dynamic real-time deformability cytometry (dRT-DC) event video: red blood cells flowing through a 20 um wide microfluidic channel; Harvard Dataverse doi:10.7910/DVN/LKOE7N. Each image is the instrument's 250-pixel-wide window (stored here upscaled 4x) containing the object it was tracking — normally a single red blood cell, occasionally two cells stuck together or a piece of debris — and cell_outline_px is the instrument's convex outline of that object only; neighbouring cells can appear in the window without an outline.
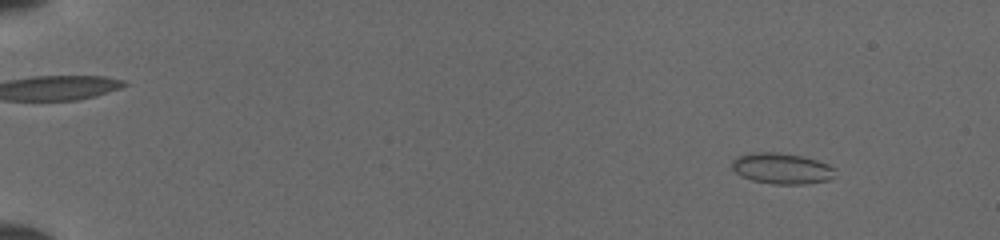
{"species": "common noctule bat (a hibernating species)", "species_latin": "Nyctalus noctula", "temperature_condition": "cold", "stored_images_in_passage": 52, "camera_frame_rate_fps": 3000, "um_per_image_px": 0.085, "animal": {"sex": "female", "body_mass_g": 19.5, "forearm_length_mm": 54.1}, "frame": {"image": 1, "passage_image": 7, "time_ms": 2.0, "image_size_px": [1000, 240], "cell_outline_px": [[836, 176], [828, 180], [804, 184], [772, 184], [752, 180], [736, 172], [732, 168], [732, 160], [736, 156], [752, 152], [776, 152], [800, 156], [816, 160], [828, 164], [836, 168]], "centroid_in_image_um": [66.47, 14.32], "position_along_channel_um": 18.5, "area_um2": 18.61}}
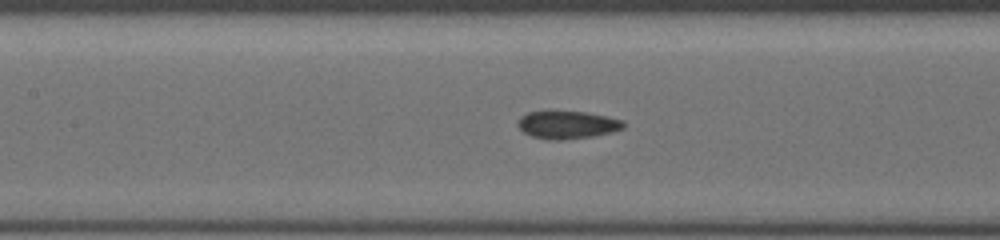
{"frame": {"image": 2, "passage_image": 27, "time_ms": 8.667, "image_size_px": [1000, 240], "cell_outline_px": [[624, 128], [612, 132], [592, 136], [564, 140], [548, 140], [532, 136], [524, 132], [516, 124], [516, 120], [520, 116], [528, 112], [548, 108], [552, 108], [588, 112], [608, 116], [624, 120]], "centroid_in_image_um": [48.17, 10.55], "position_along_channel_um": 159.2, "area_um2": 18.09}}
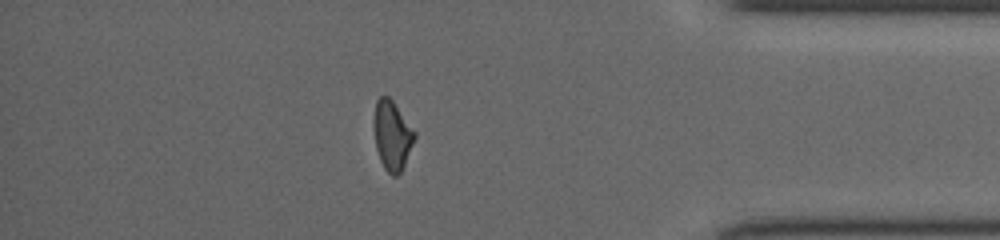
{"frame": {"image": 3, "passage_image": 46, "time_ms": 15.0, "image_size_px": [1000, 240], "cell_outline_px": [[416, 136], [404, 164], [400, 172], [396, 176], [392, 176], [384, 168], [380, 160], [376, 148], [372, 124], [372, 120], [376, 100], [380, 96], [388, 96], [392, 100], [416, 132]], "centroid_in_image_um": [33.3, 11.48], "position_along_channel_um": 401.9, "area_um2": 16.53}}